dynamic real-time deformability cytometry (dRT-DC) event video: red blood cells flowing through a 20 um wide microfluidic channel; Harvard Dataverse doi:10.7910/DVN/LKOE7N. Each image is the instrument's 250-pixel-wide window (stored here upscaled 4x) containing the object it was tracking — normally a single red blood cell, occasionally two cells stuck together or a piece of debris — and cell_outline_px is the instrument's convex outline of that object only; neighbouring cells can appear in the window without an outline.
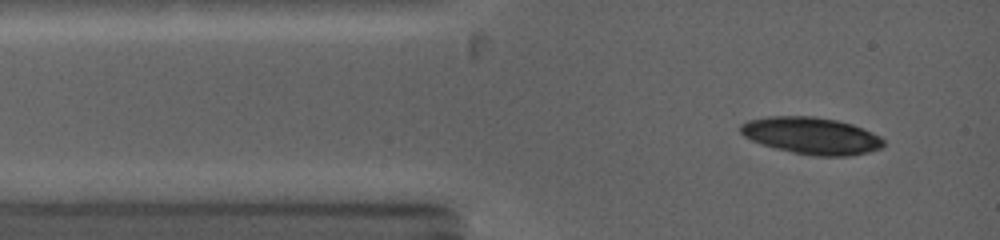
{"species": "common noctule bat (a hibernating species)", "species_latin": "Nyctalus noctula", "temperature_condition": "warm", "stored_images_in_passage": 6, "camera_frame_rate_fps": 5000, "um_per_image_px": 0.085, "animal": {"sex": "female", "body_mass_g": 19.0, "forearm_length_mm": 53.3}, "frame": {"image": 1, "passage_image": 3, "time_ms": 0.6, "image_size_px": [1000, 240], "cell_outline_px": [[884, 144], [880, 148], [868, 152], [848, 156], [816, 156], [792, 152], [760, 144], [744, 136], [740, 132], [740, 124], [748, 120], [768, 116], [812, 116], [836, 120], [852, 124], [872, 132], [880, 136], [884, 140]], "centroid_in_image_um": [68.96, 11.53], "position_along_channel_um": 16.0, "area_um2": 30.75}}